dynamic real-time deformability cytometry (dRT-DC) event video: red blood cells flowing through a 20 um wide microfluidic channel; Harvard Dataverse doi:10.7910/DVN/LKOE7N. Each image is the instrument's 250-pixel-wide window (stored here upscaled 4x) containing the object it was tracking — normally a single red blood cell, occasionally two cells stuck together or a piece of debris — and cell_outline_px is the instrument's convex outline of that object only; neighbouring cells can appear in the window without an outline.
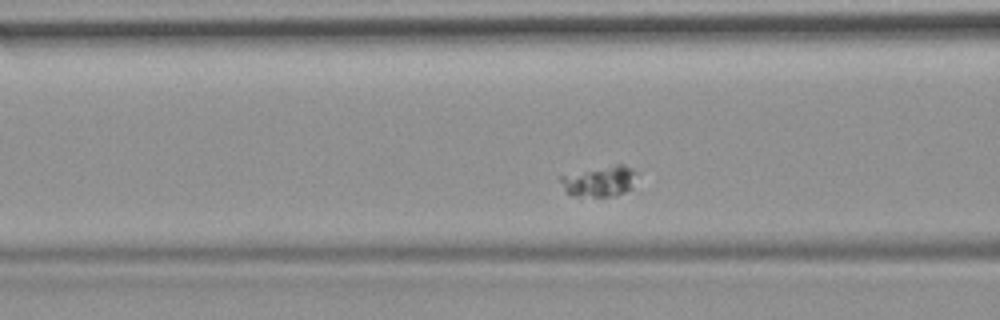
{"species": "common noctule bat (a hibernating species)", "species_latin": "Nyctalus noctula", "temperature_condition": "room temperature", "stored_images_in_passage": 37, "camera_frame_rate_fps": 3000, "um_per_image_px": 0.085, "animal": {"sex": "female", "body_mass_g": 19.9}, "frame": {"image": 1, "passage_image": 11, "time_ms": 3.333, "image_size_px": [1000, 320], "cell_outline_px": [[636, 172], [632, 188], [616, 196], [572, 196], [564, 192], [560, 180], [560, 176], [616, 164], [624, 164], [632, 168]], "centroid_in_image_um": [50.96, 15.42], "position_along_channel_um": 115.6, "area_um2": 13.53}}
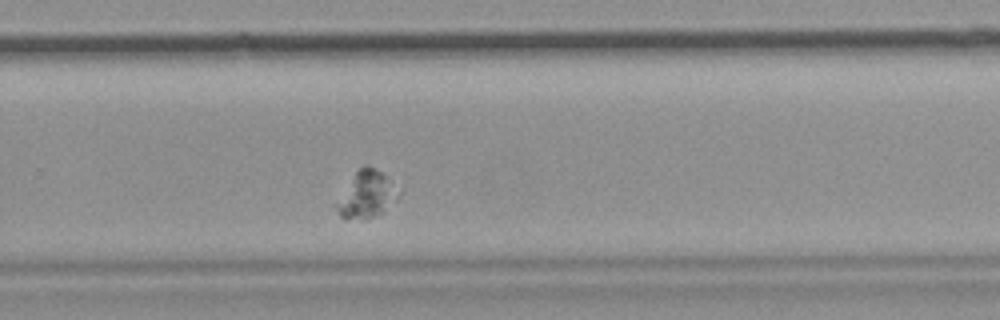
{"frame": {"image": 2, "passage_image": 27, "time_ms": 8.667, "image_size_px": [1000, 320], "cell_outline_px": [[400, 192], [396, 200], [384, 212], [368, 220], [364, 220], [340, 216], [332, 204], [356, 172], [364, 164], [380, 172]], "centroid_in_image_um": [31.1, 16.59], "position_along_channel_um": 298.7, "area_um2": 16.76}}